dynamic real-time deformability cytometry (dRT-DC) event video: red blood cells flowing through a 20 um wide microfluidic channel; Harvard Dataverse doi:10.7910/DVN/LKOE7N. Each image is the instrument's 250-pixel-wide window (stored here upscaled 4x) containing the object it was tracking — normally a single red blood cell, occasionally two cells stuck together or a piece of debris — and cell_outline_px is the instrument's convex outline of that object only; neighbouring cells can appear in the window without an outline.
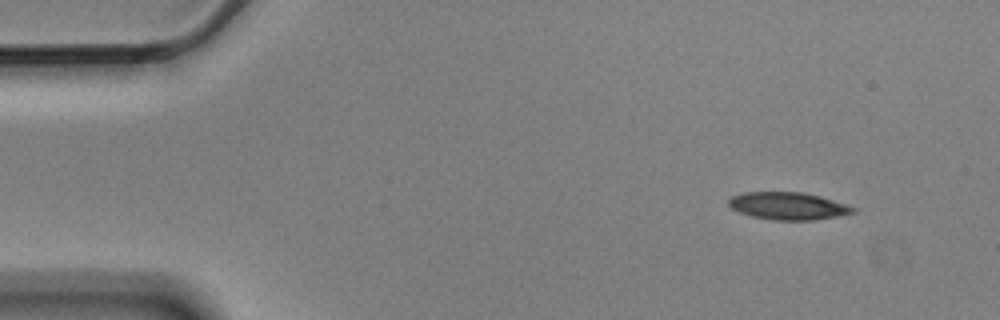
{"species": "Egyptian fruit bat (a non-hibernating species)", "species_latin": "Rousettus aegyptiacus", "temperature_condition": "cold", "stored_images_in_passage": 4, "camera_frame_rate_fps": 3000, "um_per_image_px": 0.085, "animal": {"sex": "male"}, "frame": {"image": 1, "passage_image": 1, "time_ms": 0.0, "image_size_px": [1000, 320], "cell_outline_px": [[856, 212], [840, 216], [816, 220], [772, 220], [752, 216], [740, 212], [732, 208], [728, 204], [728, 200], [732, 196], [744, 192], [804, 192], [820, 196], [856, 208]], "centroid_in_image_um": [67.0, 17.51], "position_along_channel_um": 18.0, "area_um2": 19.88}}
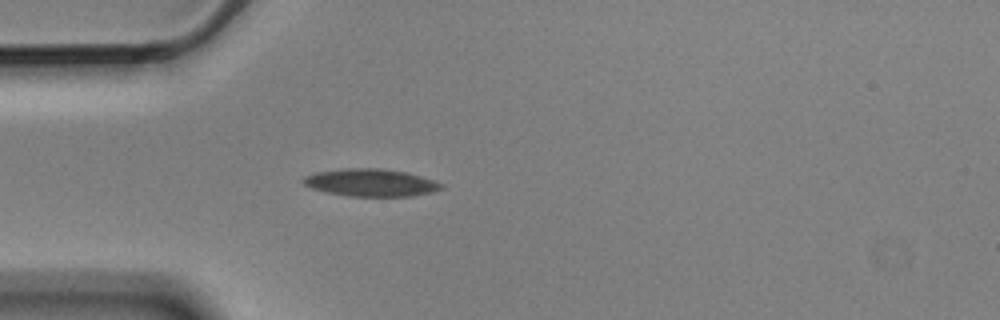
{"frame": {"image": 2, "passage_image": 4, "time_ms": 1.0, "image_size_px": [1000, 320], "cell_outline_px": [[444, 188], [432, 192], [412, 196], [348, 196], [328, 192], [312, 188], [304, 184], [304, 176], [316, 172], [348, 168], [380, 168], [404, 172], [436, 180], [444, 184]], "centroid_in_image_um": [31.57, 15.52], "position_along_channel_um": 53.4, "area_um2": 21.96}}